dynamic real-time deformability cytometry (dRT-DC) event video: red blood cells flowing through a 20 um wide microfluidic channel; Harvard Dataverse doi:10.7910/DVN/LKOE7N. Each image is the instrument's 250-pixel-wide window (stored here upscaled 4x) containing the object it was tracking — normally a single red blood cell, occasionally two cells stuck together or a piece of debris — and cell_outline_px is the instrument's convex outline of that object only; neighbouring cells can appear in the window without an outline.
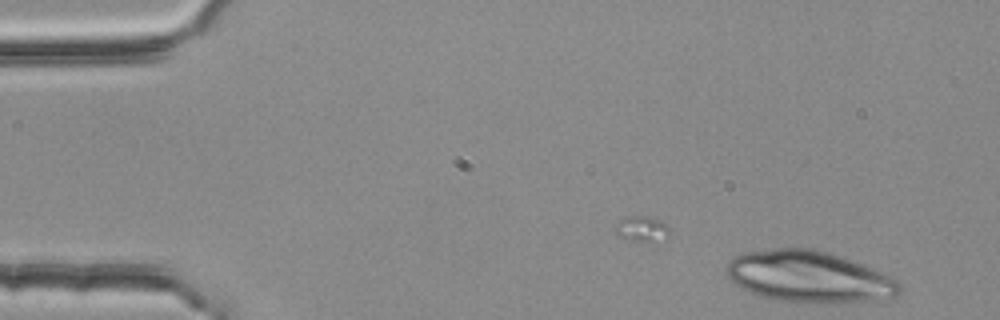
{"species": "common noctule bat (a hibernating species)", "species_latin": "Nyctalus noctula", "temperature_condition": "room temperature", "stored_images_in_passage": 12, "camera_frame_rate_fps": 3000, "um_per_image_px": 0.085, "animal": {"sex": "female", "body_mass_g": 25.1}, "frame": {"image": 1, "passage_image": 12, "time_ms": 3.667, "image_size_px": [1000, 320], "cell_outline_px": [[904, 288], [896, 296], [876, 300], [836, 304], [804, 304], [776, 300], [760, 296], [736, 284], [724, 272], [724, 268], [736, 256], [744, 252], [776, 248], [812, 248], [828, 252], [840, 256], [880, 272], [904, 284]], "centroid_in_image_um": [68.79, 23.55], "position_along_channel_um": 16.2, "area_um2": 52.31}}